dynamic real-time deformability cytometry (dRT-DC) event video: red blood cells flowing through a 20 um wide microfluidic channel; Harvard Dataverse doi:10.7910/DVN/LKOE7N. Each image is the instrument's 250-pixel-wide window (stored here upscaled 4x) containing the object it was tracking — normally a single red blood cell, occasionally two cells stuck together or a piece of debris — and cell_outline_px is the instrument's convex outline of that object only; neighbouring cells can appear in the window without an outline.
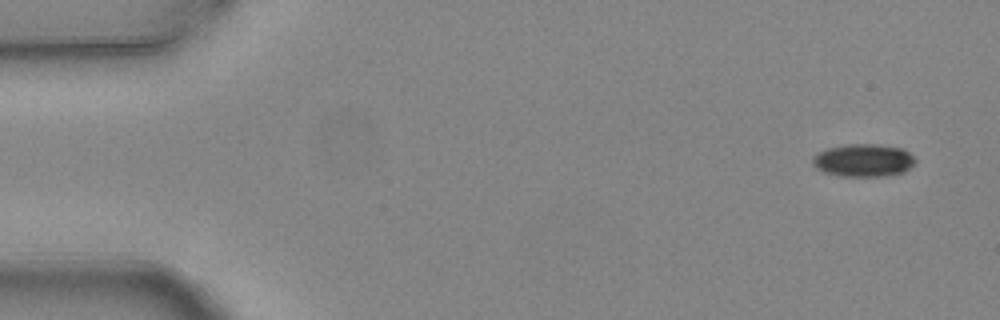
{"species": "common noctule bat (a hibernating species)", "species_latin": "Nyctalus noctula", "temperature_condition": "warm", "stored_images_in_passage": 5, "camera_frame_rate_fps": 3000, "um_per_image_px": 0.085, "animal": {"sex": "female", "body_mass_g": 24.6, "forearm_length_mm": 56.2}, "frame": {"image": 1, "passage_image": 1, "time_ms": 0.0, "image_size_px": [1000, 320], "cell_outline_px": [[916, 160], [904, 172], [888, 176], [836, 176], [824, 172], [816, 168], [812, 164], [812, 156], [828, 148], [844, 144], [876, 144], [904, 148]], "centroid_in_image_um": [73.37, 13.63], "position_along_channel_um": 11.6, "area_um2": 19.71}}
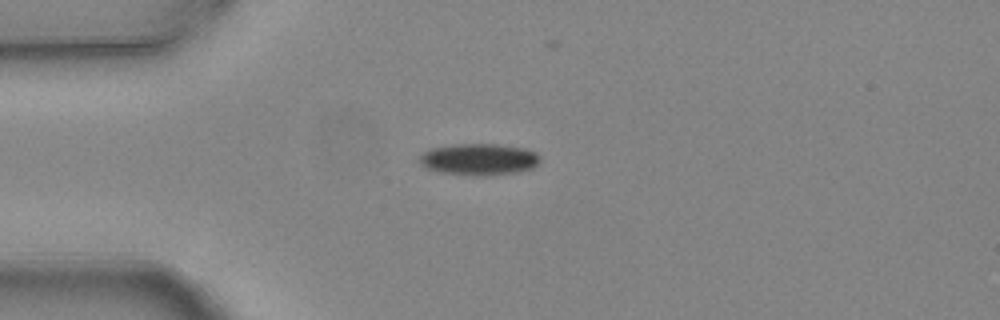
{"frame": {"image": 2, "passage_image": 4, "time_ms": 1.0, "image_size_px": [1000, 320], "cell_outline_px": [[540, 164], [532, 168], [516, 172], [488, 176], [480, 176], [440, 172], [428, 168], [420, 164], [420, 156], [428, 148], [452, 144], [496, 144], [524, 148], [536, 152], [540, 156]], "centroid_in_image_um": [40.73, 13.54], "position_along_channel_um": 44.3, "area_um2": 22.37}}